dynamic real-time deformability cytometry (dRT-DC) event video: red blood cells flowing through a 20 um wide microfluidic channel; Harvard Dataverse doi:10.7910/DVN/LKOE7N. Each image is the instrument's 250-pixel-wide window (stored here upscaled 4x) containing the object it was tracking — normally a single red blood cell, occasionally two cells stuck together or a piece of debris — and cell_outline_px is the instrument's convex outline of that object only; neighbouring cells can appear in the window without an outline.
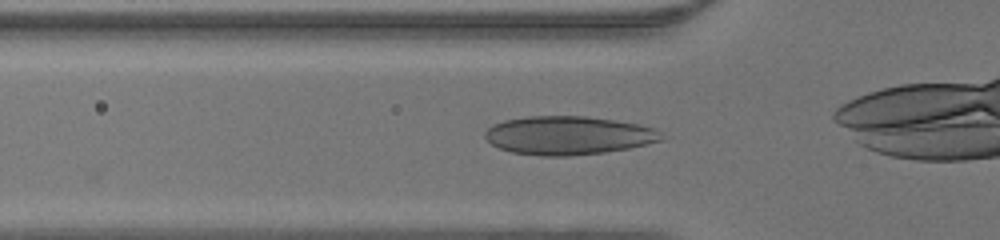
{"species": "human", "species_latin": "Homo sapiens", "temperature_condition": "warm", "stored_images_in_passage": 29, "camera_frame_rate_fps": 3000, "um_per_image_px": 0.085, "donor": {"sex": "male"}, "frame": {"image": 1, "passage_image": 7, "time_ms": 2.0, "image_size_px": [1000, 240], "cell_outline_px": [[668, 136], [664, 140], [628, 148], [604, 152], [568, 156], [540, 156], [512, 152], [500, 148], [492, 144], [484, 136], [484, 132], [492, 124], [504, 120], [528, 116], [584, 116], [640, 124], [656, 128]], "centroid_in_image_um": [48.34, 11.51], "position_along_channel_um": 77.5, "area_um2": 39.82}}
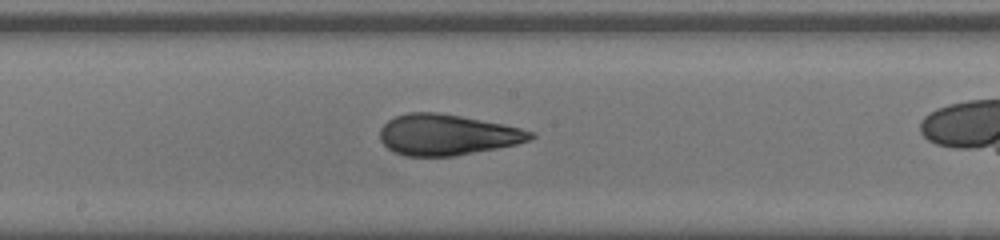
{"frame": {"image": 2, "passage_image": 16, "time_ms": 5.0, "image_size_px": [1000, 240], "cell_outline_px": [[536, 136], [528, 140], [516, 144], [496, 148], [452, 156], [404, 156], [388, 148], [380, 140], [380, 128], [388, 120], [396, 116], [408, 112], [436, 112], [460, 116], [504, 124], [536, 132]], "centroid_in_image_um": [38.0, 11.45], "position_along_channel_um": 210.2, "area_um2": 35.66}}
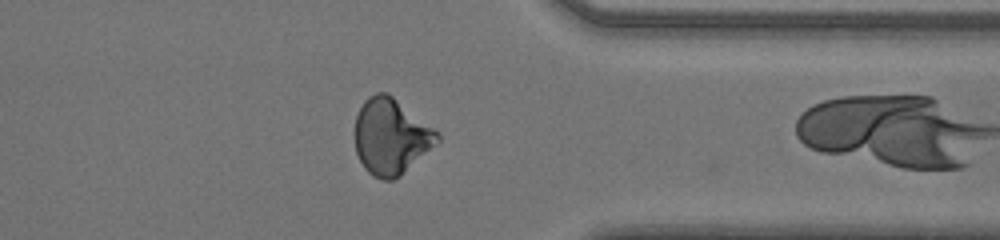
{"frame": {"image": 3, "passage_image": 28, "time_ms": 9.0, "image_size_px": [1000, 240], "cell_outline_px": [[440, 140], [436, 144], [400, 176], [392, 180], [384, 180], [372, 176], [364, 168], [356, 152], [356, 116], [364, 100], [368, 96], [376, 92], [388, 92], [440, 132]], "centroid_in_image_um": [33.24, 11.59], "position_along_channel_um": 378.2, "area_um2": 36.47}}